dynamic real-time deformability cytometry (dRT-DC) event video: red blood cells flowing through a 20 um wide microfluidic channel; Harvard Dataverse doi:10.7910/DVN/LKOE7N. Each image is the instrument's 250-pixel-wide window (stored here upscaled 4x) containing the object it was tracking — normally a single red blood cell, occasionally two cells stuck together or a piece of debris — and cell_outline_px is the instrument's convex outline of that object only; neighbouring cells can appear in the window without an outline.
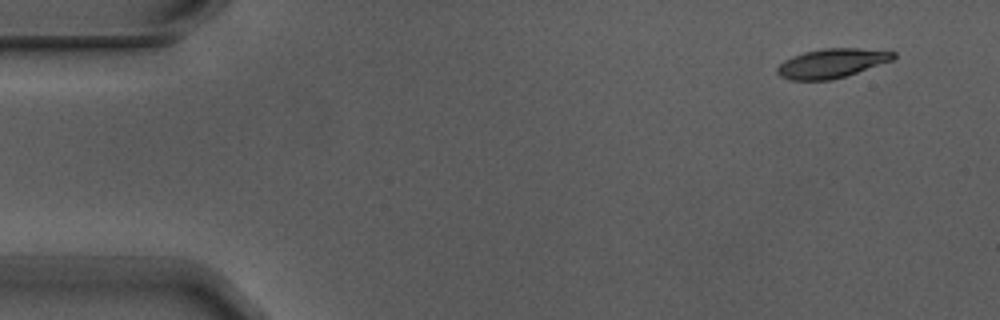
{"species": "Egyptian fruit bat (a non-hibernating species)", "species_latin": "Rousettus aegyptiacus", "temperature_condition": "warm", "stored_images_in_passage": 3, "camera_frame_rate_fps": 3000, "um_per_image_px": 0.085, "animal": {"sex": "male"}, "frame": {"image": 1, "passage_image": 1, "time_ms": 0.0, "image_size_px": [1000, 320], "cell_outline_px": [[896, 56], [892, 60], [832, 80], [792, 80], [780, 76], [776, 72], [776, 68], [784, 60], [792, 56], [804, 52], [824, 48], [856, 48], [896, 52]], "centroid_in_image_um": [70.65, 5.37], "position_along_channel_um": 14.3, "area_um2": 19.54}}